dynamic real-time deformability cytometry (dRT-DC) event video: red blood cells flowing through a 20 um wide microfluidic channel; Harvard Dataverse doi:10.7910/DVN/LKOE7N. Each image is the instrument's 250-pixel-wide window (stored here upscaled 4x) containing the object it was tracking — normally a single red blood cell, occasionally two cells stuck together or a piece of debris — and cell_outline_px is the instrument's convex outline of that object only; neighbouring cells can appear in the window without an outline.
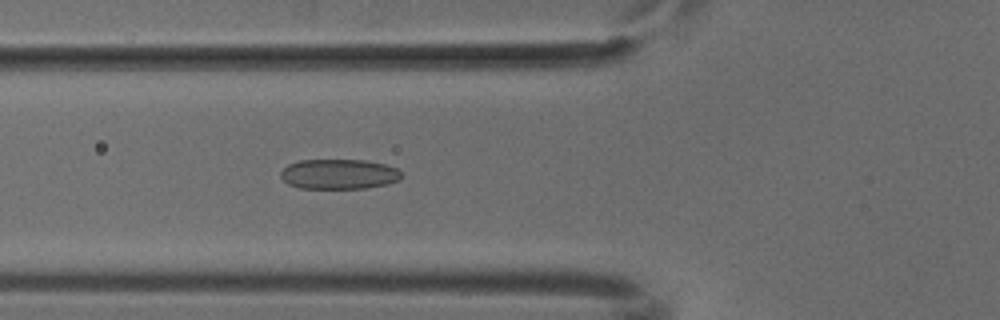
{"species": "common noctule bat (a hibernating species)", "species_latin": "Nyctalus noctula", "temperature_condition": "cold", "stored_images_in_passage": 49, "camera_frame_rate_fps": 3000, "um_per_image_px": 0.085, "animal": {"sex": "male", "body_mass_g": 18.8}, "frame": {"image": 1, "passage_image": 16, "time_ms": 5.0, "image_size_px": [1000, 320], "cell_outline_px": [[400, 180], [388, 184], [368, 188], [300, 188], [288, 184], [280, 176], [280, 172], [288, 164], [300, 160], [364, 160], [384, 164], [396, 168], [400, 172]], "centroid_in_image_um": [28.8, 14.8], "position_along_channel_um": 97.0, "area_um2": 21.1}}
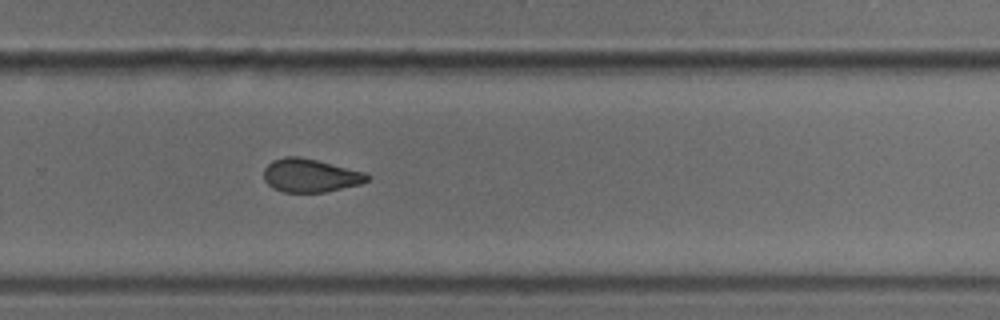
{"frame": {"image": 2, "passage_image": 32, "time_ms": 10.333, "image_size_px": [1000, 320], "cell_outline_px": [[372, 176], [368, 180], [360, 184], [324, 192], [284, 192], [272, 188], [264, 180], [264, 168], [272, 160], [284, 156], [300, 156], [368, 172]], "centroid_in_image_um": [26.39, 14.9], "position_along_channel_um": 303.4, "area_um2": 20.35}}
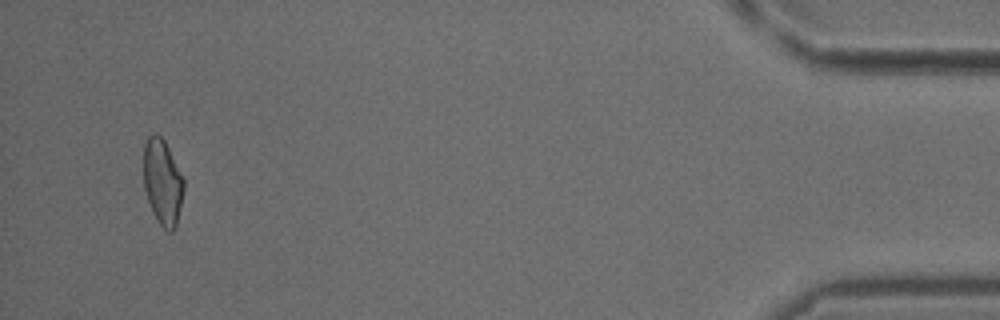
{"frame": {"image": 3, "passage_image": 47, "time_ms": 15.333, "image_size_px": [1000, 320], "cell_outline_px": [[184, 188], [176, 228], [172, 232], [168, 232], [160, 224], [152, 212], [144, 188], [144, 144], [148, 136], [152, 132], [156, 132], [164, 140], [184, 180]], "centroid_in_image_um": [13.81, 15.48], "position_along_channel_um": 421.4, "area_um2": 20.0}}